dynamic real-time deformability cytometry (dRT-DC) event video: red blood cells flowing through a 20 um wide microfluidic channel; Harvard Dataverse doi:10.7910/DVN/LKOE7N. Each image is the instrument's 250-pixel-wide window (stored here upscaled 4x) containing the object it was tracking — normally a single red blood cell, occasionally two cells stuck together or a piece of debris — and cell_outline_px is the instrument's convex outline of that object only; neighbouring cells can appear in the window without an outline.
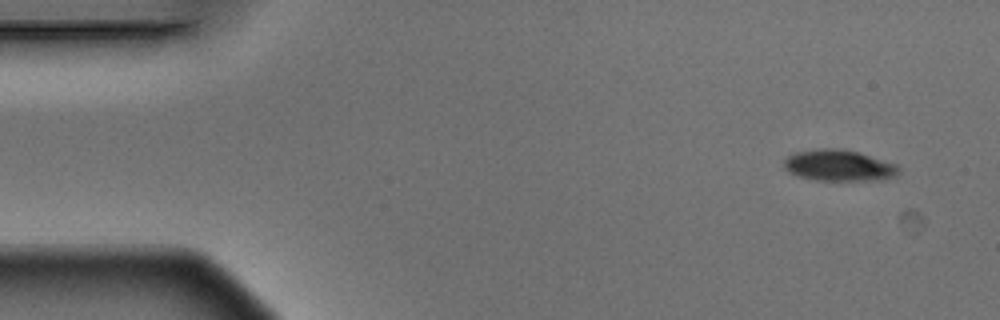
{"species": "Egyptian fruit bat (a non-hibernating species)", "species_latin": "Rousettus aegyptiacus", "temperature_condition": "warm", "stored_images_in_passage": 5, "camera_frame_rate_fps": 3000, "um_per_image_px": 0.085, "animal": {"sex": "male"}, "frame": {"image": 1, "passage_image": 1, "time_ms": 0.0, "image_size_px": [1000, 320], "cell_outline_px": [[900, 172], [896, 176], [880, 180], [816, 180], [800, 176], [788, 172], [784, 168], [784, 160], [788, 156], [796, 152], [816, 148], [840, 148], [860, 152], [896, 164], [900, 168]], "centroid_in_image_um": [71.32, 14.05], "position_along_channel_um": 13.7, "area_um2": 21.04}}
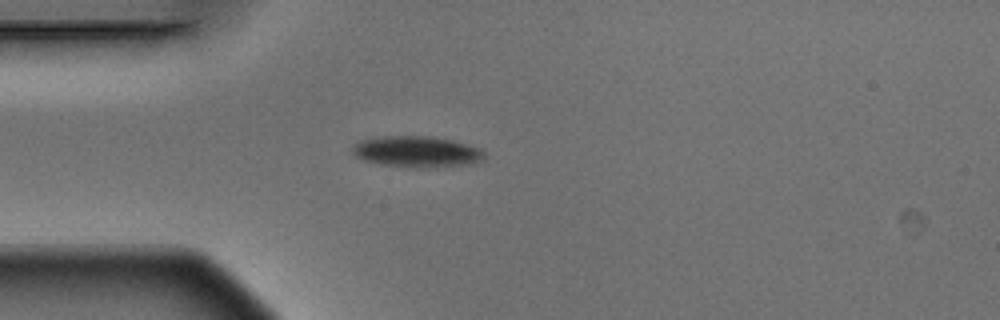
{"frame": {"image": 2, "passage_image": 4, "time_ms": 1.0, "image_size_px": [1000, 320], "cell_outline_px": [[484, 156], [480, 160], [472, 164], [436, 168], [412, 168], [380, 164], [364, 160], [356, 156], [352, 152], [352, 144], [360, 140], [376, 136], [428, 136], [452, 140], [480, 148], [484, 152]], "centroid_in_image_um": [35.4, 12.9], "position_along_channel_um": 49.6, "area_um2": 24.28}}